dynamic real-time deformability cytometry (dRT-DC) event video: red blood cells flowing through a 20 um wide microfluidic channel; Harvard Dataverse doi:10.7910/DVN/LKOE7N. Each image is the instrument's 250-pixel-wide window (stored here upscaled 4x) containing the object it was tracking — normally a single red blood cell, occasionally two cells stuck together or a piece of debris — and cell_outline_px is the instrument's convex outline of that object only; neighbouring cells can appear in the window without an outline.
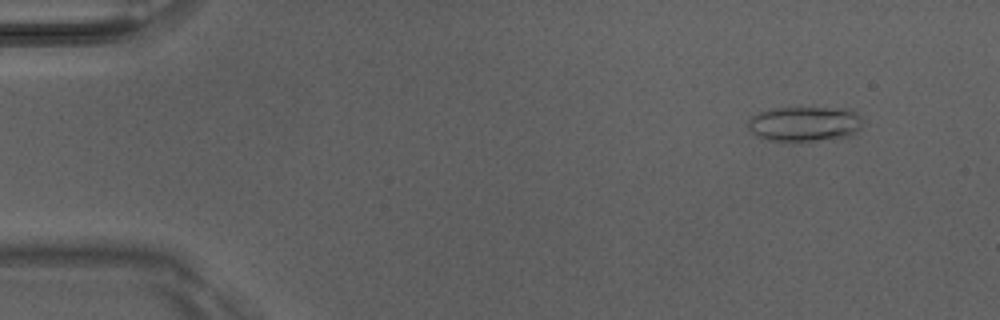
{"species": "Egyptian fruit bat (a non-hibernating species)", "species_latin": "Rousettus aegyptiacus", "temperature_condition": "room temperature", "stored_images_in_passage": 6, "camera_frame_rate_fps": 3000, "um_per_image_px": 0.085, "animal": {"sex": "male"}, "frame": {"image": 1, "passage_image": 2, "time_ms": 0.333, "image_size_px": [1000, 320], "cell_outline_px": [[860, 128], [852, 136], [816, 140], [768, 140], [756, 136], [748, 128], [748, 120], [752, 116], [760, 112], [772, 108], [852, 108], [860, 116]], "centroid_in_image_um": [68.4, 10.51], "position_along_channel_um": 16.6, "area_um2": 23.24}}